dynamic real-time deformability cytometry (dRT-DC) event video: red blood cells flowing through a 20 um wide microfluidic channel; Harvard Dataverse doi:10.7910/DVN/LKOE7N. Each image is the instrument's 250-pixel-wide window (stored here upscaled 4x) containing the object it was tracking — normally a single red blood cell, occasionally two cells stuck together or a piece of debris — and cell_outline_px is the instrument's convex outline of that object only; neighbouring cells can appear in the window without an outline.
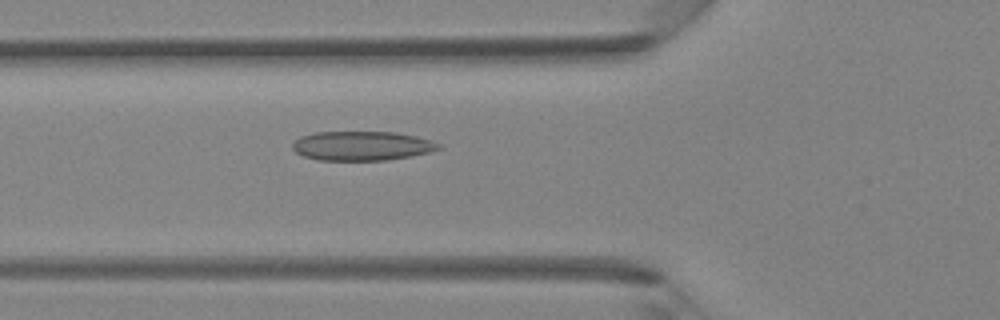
{"species": "Egyptian fruit bat (a non-hibernating species)", "species_latin": "Rousettus aegyptiacus", "temperature_condition": "room temperature", "stored_images_in_passage": 35, "camera_frame_rate_fps": 3000, "um_per_image_px": 0.085, "animal": {"sex": "female"}, "frame": {"image": 1, "passage_image": 8, "time_ms": 2.333, "image_size_px": [1000, 320], "cell_outline_px": [[440, 148], [432, 152], [412, 156], [388, 160], [316, 160], [304, 156], [296, 152], [292, 148], [292, 144], [300, 136], [316, 132], [396, 132], [416, 136], [432, 140], [440, 144]], "centroid_in_image_um": [30.78, 12.4], "position_along_channel_um": 95.0, "area_um2": 25.09}}
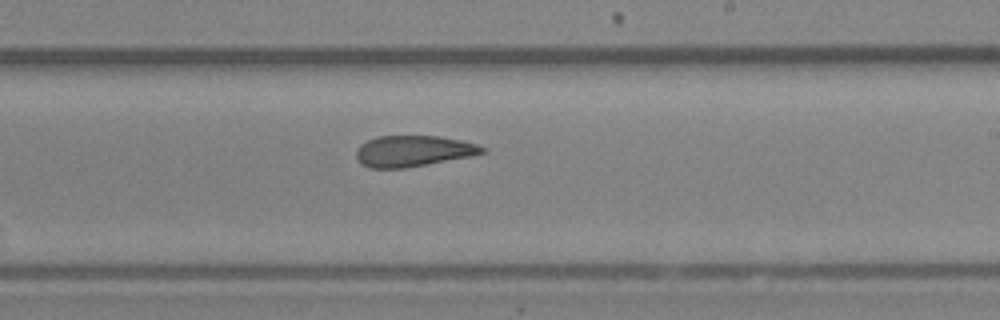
{"frame": {"image": 2, "passage_image": 18, "time_ms": 5.667, "image_size_px": [1000, 320], "cell_outline_px": [[488, 152], [408, 168], [368, 168], [360, 164], [356, 156], [356, 152], [360, 144], [376, 136], [440, 136], [460, 140], [476, 144], [484, 148]], "centroid_in_image_um": [35.08, 12.84], "position_along_channel_um": 253.9, "area_um2": 22.77}}
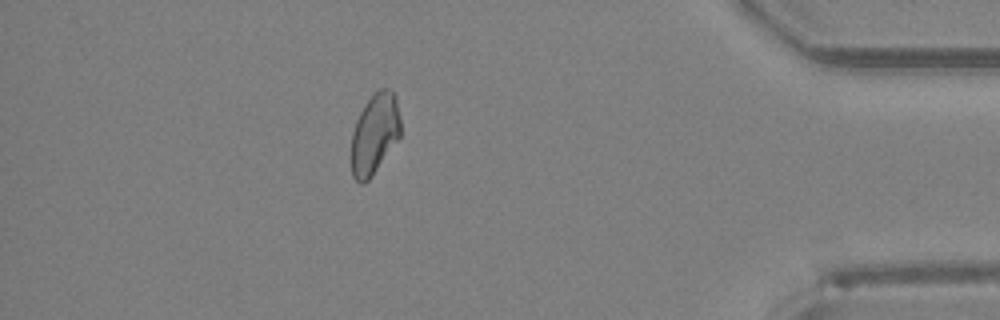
{"frame": {"image": 3, "passage_image": 30, "time_ms": 9.667, "image_size_px": [1000, 320], "cell_outline_px": [[400, 136], [372, 176], [364, 184], [360, 184], [352, 176], [352, 132], [356, 120], [364, 104], [380, 88], [388, 88], [396, 96], [400, 120]], "centroid_in_image_um": [31.84, 11.38], "position_along_channel_um": 403.4, "area_um2": 22.95}}